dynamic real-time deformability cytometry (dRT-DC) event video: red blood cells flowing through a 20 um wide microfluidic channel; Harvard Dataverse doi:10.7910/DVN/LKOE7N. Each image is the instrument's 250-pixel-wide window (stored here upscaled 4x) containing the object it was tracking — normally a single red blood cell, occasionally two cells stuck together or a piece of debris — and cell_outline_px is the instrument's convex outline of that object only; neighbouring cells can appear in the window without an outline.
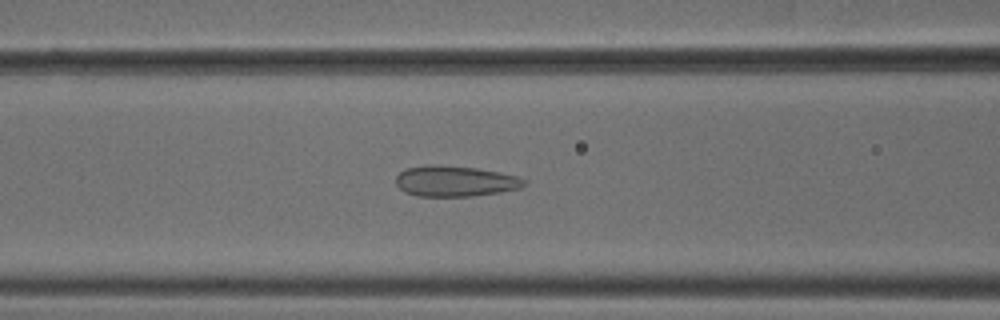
{"species": "common noctule bat (a hibernating species)", "species_latin": "Nyctalus noctula", "temperature_condition": "cold", "stored_images_in_passage": 53, "camera_frame_rate_fps": 3000, "um_per_image_px": 0.085, "animal": {"sex": "male", "body_mass_g": 18.8}, "frame": {"image": 1, "passage_image": 22, "time_ms": 7.0, "image_size_px": [1000, 320], "cell_outline_px": [[528, 184], [520, 188], [500, 192], [472, 196], [416, 196], [404, 192], [396, 184], [396, 176], [400, 172], [408, 168], [424, 164], [436, 164], [476, 168], [500, 172], [516, 176], [524, 180]], "centroid_in_image_um": [38.66, 15.39], "position_along_channel_um": 127.9, "area_um2": 23.06}}
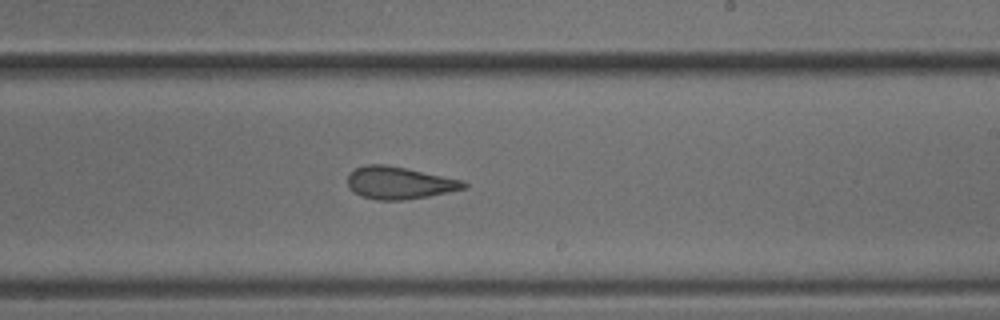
{"frame": {"image": 2, "passage_image": 32, "time_ms": 10.333, "image_size_px": [1000, 320], "cell_outline_px": [[468, 184], [464, 188], [448, 192], [428, 196], [400, 200], [376, 200], [360, 196], [348, 184], [348, 172], [364, 164], [384, 164], [464, 180]], "centroid_in_image_um": [33.92, 15.54], "position_along_channel_um": 255.1, "area_um2": 21.68}}
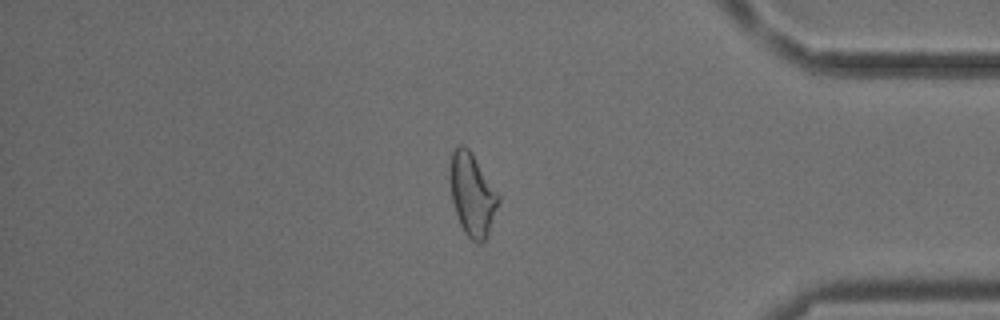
{"frame": {"image": 3, "passage_image": 45, "time_ms": 14.667, "image_size_px": [1000, 320], "cell_outline_px": [[500, 200], [488, 232], [484, 240], [480, 244], [476, 244], [464, 232], [460, 224], [452, 200], [448, 176], [448, 168], [452, 152], [460, 144], [464, 144], [472, 152], [500, 196]], "centroid_in_image_um": [40.11, 16.49], "position_along_channel_um": 395.1, "area_um2": 23.41}, "authors_computed_cell_mechanics": {"area_um2": 23.8714, "velocity_mm_per_s": 3.8106, "shape_relaxation_time_tau1_ms": null, "shape_relaxation_time_tau2_ms": 1.5223, "deformation_change_tau1": null, "deformation_change_tau2": 0.0864}}